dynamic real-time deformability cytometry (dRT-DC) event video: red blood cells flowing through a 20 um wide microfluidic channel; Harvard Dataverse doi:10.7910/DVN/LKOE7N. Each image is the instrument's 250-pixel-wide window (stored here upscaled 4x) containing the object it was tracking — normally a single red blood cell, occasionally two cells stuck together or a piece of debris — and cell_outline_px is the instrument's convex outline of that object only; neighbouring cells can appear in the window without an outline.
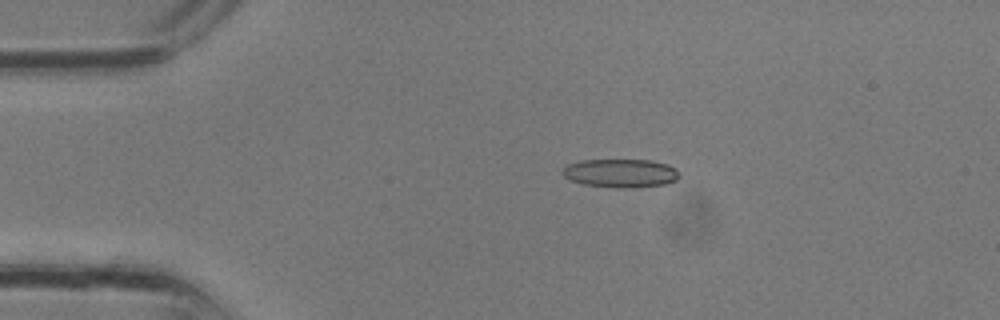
{"species": "common noctule bat (a hibernating species)", "species_latin": "Nyctalus noctula", "temperature_condition": "room temperature", "stored_images_in_passage": 4, "camera_frame_rate_fps": 3000, "um_per_image_px": 0.085, "animal": {"sex": "male", "body_mass_g": 13.3}, "frame": {"image": 1, "passage_image": 4, "time_ms": 1.0, "image_size_px": [1000, 320], "cell_outline_px": [[680, 176], [676, 180], [664, 184], [624, 188], [612, 188], [584, 184], [568, 180], [560, 172], [568, 164], [580, 160], [652, 160], [668, 164], [676, 168]], "centroid_in_image_um": [52.73, 14.71], "position_along_channel_um": 32.3, "area_um2": 19.54}}